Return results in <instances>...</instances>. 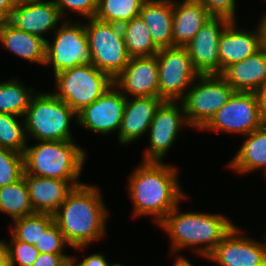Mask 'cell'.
<instances>
[{"label":"cell","mask_w":266,"mask_h":266,"mask_svg":"<svg viewBox=\"0 0 266 266\" xmlns=\"http://www.w3.org/2000/svg\"><path fill=\"white\" fill-rule=\"evenodd\" d=\"M211 17L199 0H173L174 47H185Z\"/></svg>","instance_id":"obj_22"},{"label":"cell","mask_w":266,"mask_h":266,"mask_svg":"<svg viewBox=\"0 0 266 266\" xmlns=\"http://www.w3.org/2000/svg\"><path fill=\"white\" fill-rule=\"evenodd\" d=\"M54 95L76 113L101 97L113 85V79L91 63L82 64L54 75Z\"/></svg>","instance_id":"obj_6"},{"label":"cell","mask_w":266,"mask_h":266,"mask_svg":"<svg viewBox=\"0 0 266 266\" xmlns=\"http://www.w3.org/2000/svg\"><path fill=\"white\" fill-rule=\"evenodd\" d=\"M163 102L160 97H126L121 126L117 132L118 142L128 145L148 133L155 113Z\"/></svg>","instance_id":"obj_20"},{"label":"cell","mask_w":266,"mask_h":266,"mask_svg":"<svg viewBox=\"0 0 266 266\" xmlns=\"http://www.w3.org/2000/svg\"><path fill=\"white\" fill-rule=\"evenodd\" d=\"M189 126L181 102L164 101L150 124L149 146L142 161L162 162L183 127Z\"/></svg>","instance_id":"obj_12"},{"label":"cell","mask_w":266,"mask_h":266,"mask_svg":"<svg viewBox=\"0 0 266 266\" xmlns=\"http://www.w3.org/2000/svg\"><path fill=\"white\" fill-rule=\"evenodd\" d=\"M0 266H10L6 242L0 240Z\"/></svg>","instance_id":"obj_40"},{"label":"cell","mask_w":266,"mask_h":266,"mask_svg":"<svg viewBox=\"0 0 266 266\" xmlns=\"http://www.w3.org/2000/svg\"><path fill=\"white\" fill-rule=\"evenodd\" d=\"M111 266H125V265H123V264L113 263V264H111Z\"/></svg>","instance_id":"obj_47"},{"label":"cell","mask_w":266,"mask_h":266,"mask_svg":"<svg viewBox=\"0 0 266 266\" xmlns=\"http://www.w3.org/2000/svg\"><path fill=\"white\" fill-rule=\"evenodd\" d=\"M144 1L145 0H98L95 18L100 21L121 26L139 16Z\"/></svg>","instance_id":"obj_30"},{"label":"cell","mask_w":266,"mask_h":266,"mask_svg":"<svg viewBox=\"0 0 266 266\" xmlns=\"http://www.w3.org/2000/svg\"><path fill=\"white\" fill-rule=\"evenodd\" d=\"M113 84L126 97H159L156 55L130 58L124 70L113 79Z\"/></svg>","instance_id":"obj_16"},{"label":"cell","mask_w":266,"mask_h":266,"mask_svg":"<svg viewBox=\"0 0 266 266\" xmlns=\"http://www.w3.org/2000/svg\"><path fill=\"white\" fill-rule=\"evenodd\" d=\"M179 210L178 204L159 224L170 236L172 254L193 247V252L206 258L236 226L221 213H180Z\"/></svg>","instance_id":"obj_3"},{"label":"cell","mask_w":266,"mask_h":266,"mask_svg":"<svg viewBox=\"0 0 266 266\" xmlns=\"http://www.w3.org/2000/svg\"><path fill=\"white\" fill-rule=\"evenodd\" d=\"M23 118L26 136L36 141H74L70 121L77 123V113L53 93L36 92Z\"/></svg>","instance_id":"obj_5"},{"label":"cell","mask_w":266,"mask_h":266,"mask_svg":"<svg viewBox=\"0 0 266 266\" xmlns=\"http://www.w3.org/2000/svg\"><path fill=\"white\" fill-rule=\"evenodd\" d=\"M14 6L26 4L28 2H32L33 0H10Z\"/></svg>","instance_id":"obj_46"},{"label":"cell","mask_w":266,"mask_h":266,"mask_svg":"<svg viewBox=\"0 0 266 266\" xmlns=\"http://www.w3.org/2000/svg\"><path fill=\"white\" fill-rule=\"evenodd\" d=\"M35 94L16 78L0 82V113L24 117Z\"/></svg>","instance_id":"obj_28"},{"label":"cell","mask_w":266,"mask_h":266,"mask_svg":"<svg viewBox=\"0 0 266 266\" xmlns=\"http://www.w3.org/2000/svg\"><path fill=\"white\" fill-rule=\"evenodd\" d=\"M24 154L0 147V187L23 177Z\"/></svg>","instance_id":"obj_32"},{"label":"cell","mask_w":266,"mask_h":266,"mask_svg":"<svg viewBox=\"0 0 266 266\" xmlns=\"http://www.w3.org/2000/svg\"><path fill=\"white\" fill-rule=\"evenodd\" d=\"M261 27H262V31H263V43L264 46L266 47V13L264 14L263 18L260 19Z\"/></svg>","instance_id":"obj_45"},{"label":"cell","mask_w":266,"mask_h":266,"mask_svg":"<svg viewBox=\"0 0 266 266\" xmlns=\"http://www.w3.org/2000/svg\"><path fill=\"white\" fill-rule=\"evenodd\" d=\"M53 2L63 17L67 15V10H70L72 13L75 12V14L86 19L93 18L98 6V0H53Z\"/></svg>","instance_id":"obj_35"},{"label":"cell","mask_w":266,"mask_h":266,"mask_svg":"<svg viewBox=\"0 0 266 266\" xmlns=\"http://www.w3.org/2000/svg\"><path fill=\"white\" fill-rule=\"evenodd\" d=\"M87 20L85 29L91 55L90 63L115 79L131 58L127 53L121 26L100 21L95 17Z\"/></svg>","instance_id":"obj_7"},{"label":"cell","mask_w":266,"mask_h":266,"mask_svg":"<svg viewBox=\"0 0 266 266\" xmlns=\"http://www.w3.org/2000/svg\"><path fill=\"white\" fill-rule=\"evenodd\" d=\"M24 152L25 173L60 180H80L86 152L74 141H38Z\"/></svg>","instance_id":"obj_4"},{"label":"cell","mask_w":266,"mask_h":266,"mask_svg":"<svg viewBox=\"0 0 266 266\" xmlns=\"http://www.w3.org/2000/svg\"><path fill=\"white\" fill-rule=\"evenodd\" d=\"M229 23L227 18L212 16L185 46L199 75H220L219 40Z\"/></svg>","instance_id":"obj_14"},{"label":"cell","mask_w":266,"mask_h":266,"mask_svg":"<svg viewBox=\"0 0 266 266\" xmlns=\"http://www.w3.org/2000/svg\"><path fill=\"white\" fill-rule=\"evenodd\" d=\"M53 222L54 216L52 214L34 212L15 219L9 230L15 240L35 245Z\"/></svg>","instance_id":"obj_29"},{"label":"cell","mask_w":266,"mask_h":266,"mask_svg":"<svg viewBox=\"0 0 266 266\" xmlns=\"http://www.w3.org/2000/svg\"><path fill=\"white\" fill-rule=\"evenodd\" d=\"M211 16L236 21V0H199Z\"/></svg>","instance_id":"obj_36"},{"label":"cell","mask_w":266,"mask_h":266,"mask_svg":"<svg viewBox=\"0 0 266 266\" xmlns=\"http://www.w3.org/2000/svg\"><path fill=\"white\" fill-rule=\"evenodd\" d=\"M10 23V17L0 9V31Z\"/></svg>","instance_id":"obj_42"},{"label":"cell","mask_w":266,"mask_h":266,"mask_svg":"<svg viewBox=\"0 0 266 266\" xmlns=\"http://www.w3.org/2000/svg\"><path fill=\"white\" fill-rule=\"evenodd\" d=\"M243 232L235 226L205 259L219 266H266V243Z\"/></svg>","instance_id":"obj_15"},{"label":"cell","mask_w":266,"mask_h":266,"mask_svg":"<svg viewBox=\"0 0 266 266\" xmlns=\"http://www.w3.org/2000/svg\"><path fill=\"white\" fill-rule=\"evenodd\" d=\"M104 254L100 253H92L89 256L84 257L83 260L79 261L82 266H111L109 262H107Z\"/></svg>","instance_id":"obj_38"},{"label":"cell","mask_w":266,"mask_h":266,"mask_svg":"<svg viewBox=\"0 0 266 266\" xmlns=\"http://www.w3.org/2000/svg\"><path fill=\"white\" fill-rule=\"evenodd\" d=\"M256 30L239 29L230 21L219 40L220 75L230 65L255 54L263 46V31L258 23Z\"/></svg>","instance_id":"obj_18"},{"label":"cell","mask_w":266,"mask_h":266,"mask_svg":"<svg viewBox=\"0 0 266 266\" xmlns=\"http://www.w3.org/2000/svg\"><path fill=\"white\" fill-rule=\"evenodd\" d=\"M70 257L68 254H44L40 253L33 266H63Z\"/></svg>","instance_id":"obj_37"},{"label":"cell","mask_w":266,"mask_h":266,"mask_svg":"<svg viewBox=\"0 0 266 266\" xmlns=\"http://www.w3.org/2000/svg\"><path fill=\"white\" fill-rule=\"evenodd\" d=\"M227 166L239 174H248L260 168L266 176V126L262 125L246 135Z\"/></svg>","instance_id":"obj_25"},{"label":"cell","mask_w":266,"mask_h":266,"mask_svg":"<svg viewBox=\"0 0 266 266\" xmlns=\"http://www.w3.org/2000/svg\"><path fill=\"white\" fill-rule=\"evenodd\" d=\"M139 16L159 49L174 47L173 0H145Z\"/></svg>","instance_id":"obj_23"},{"label":"cell","mask_w":266,"mask_h":266,"mask_svg":"<svg viewBox=\"0 0 266 266\" xmlns=\"http://www.w3.org/2000/svg\"><path fill=\"white\" fill-rule=\"evenodd\" d=\"M125 102L126 96L113 84L101 97L77 113V124L100 135L119 132Z\"/></svg>","instance_id":"obj_13"},{"label":"cell","mask_w":266,"mask_h":266,"mask_svg":"<svg viewBox=\"0 0 266 266\" xmlns=\"http://www.w3.org/2000/svg\"><path fill=\"white\" fill-rule=\"evenodd\" d=\"M6 245L10 266H33L40 254L34 245L15 240L13 237Z\"/></svg>","instance_id":"obj_33"},{"label":"cell","mask_w":266,"mask_h":266,"mask_svg":"<svg viewBox=\"0 0 266 266\" xmlns=\"http://www.w3.org/2000/svg\"><path fill=\"white\" fill-rule=\"evenodd\" d=\"M77 257L75 256H70L64 263L63 266H82L78 261L79 259H77Z\"/></svg>","instance_id":"obj_44"},{"label":"cell","mask_w":266,"mask_h":266,"mask_svg":"<svg viewBox=\"0 0 266 266\" xmlns=\"http://www.w3.org/2000/svg\"><path fill=\"white\" fill-rule=\"evenodd\" d=\"M158 61L159 97L163 101L179 102L200 76L185 47L162 48Z\"/></svg>","instance_id":"obj_9"},{"label":"cell","mask_w":266,"mask_h":266,"mask_svg":"<svg viewBox=\"0 0 266 266\" xmlns=\"http://www.w3.org/2000/svg\"><path fill=\"white\" fill-rule=\"evenodd\" d=\"M27 184L29 198L34 212L54 214L67 195L79 186V180H60L23 174Z\"/></svg>","instance_id":"obj_19"},{"label":"cell","mask_w":266,"mask_h":266,"mask_svg":"<svg viewBox=\"0 0 266 266\" xmlns=\"http://www.w3.org/2000/svg\"><path fill=\"white\" fill-rule=\"evenodd\" d=\"M67 20L54 32V41H46L44 66L51 65L54 75L91 60L85 24Z\"/></svg>","instance_id":"obj_10"},{"label":"cell","mask_w":266,"mask_h":266,"mask_svg":"<svg viewBox=\"0 0 266 266\" xmlns=\"http://www.w3.org/2000/svg\"><path fill=\"white\" fill-rule=\"evenodd\" d=\"M194 82L180 102L189 127L201 130L235 91L221 75H200Z\"/></svg>","instance_id":"obj_8"},{"label":"cell","mask_w":266,"mask_h":266,"mask_svg":"<svg viewBox=\"0 0 266 266\" xmlns=\"http://www.w3.org/2000/svg\"><path fill=\"white\" fill-rule=\"evenodd\" d=\"M100 192L94 185L83 183L76 186L53 214L65 241L75 250L85 249L107 234L109 209Z\"/></svg>","instance_id":"obj_2"},{"label":"cell","mask_w":266,"mask_h":266,"mask_svg":"<svg viewBox=\"0 0 266 266\" xmlns=\"http://www.w3.org/2000/svg\"><path fill=\"white\" fill-rule=\"evenodd\" d=\"M221 76L235 92H257L266 85V47L227 67Z\"/></svg>","instance_id":"obj_21"},{"label":"cell","mask_w":266,"mask_h":266,"mask_svg":"<svg viewBox=\"0 0 266 266\" xmlns=\"http://www.w3.org/2000/svg\"><path fill=\"white\" fill-rule=\"evenodd\" d=\"M14 8L15 6L10 0H0V9L3 10L9 17L11 16Z\"/></svg>","instance_id":"obj_41"},{"label":"cell","mask_w":266,"mask_h":266,"mask_svg":"<svg viewBox=\"0 0 266 266\" xmlns=\"http://www.w3.org/2000/svg\"><path fill=\"white\" fill-rule=\"evenodd\" d=\"M173 266H194V265L191 264V262L186 257H183V256L178 257L177 256Z\"/></svg>","instance_id":"obj_43"},{"label":"cell","mask_w":266,"mask_h":266,"mask_svg":"<svg viewBox=\"0 0 266 266\" xmlns=\"http://www.w3.org/2000/svg\"><path fill=\"white\" fill-rule=\"evenodd\" d=\"M34 246L40 253L64 254L65 247L70 245L65 241L57 224L53 222Z\"/></svg>","instance_id":"obj_34"},{"label":"cell","mask_w":266,"mask_h":266,"mask_svg":"<svg viewBox=\"0 0 266 266\" xmlns=\"http://www.w3.org/2000/svg\"><path fill=\"white\" fill-rule=\"evenodd\" d=\"M62 17L53 0H33L15 6L10 16V23L19 30L47 41L44 35L50 33L51 30L56 31L59 27L58 23L65 21Z\"/></svg>","instance_id":"obj_17"},{"label":"cell","mask_w":266,"mask_h":266,"mask_svg":"<svg viewBox=\"0 0 266 266\" xmlns=\"http://www.w3.org/2000/svg\"><path fill=\"white\" fill-rule=\"evenodd\" d=\"M178 169L162 162L142 161L128 177L133 217L153 216L159 225L182 199Z\"/></svg>","instance_id":"obj_1"},{"label":"cell","mask_w":266,"mask_h":266,"mask_svg":"<svg viewBox=\"0 0 266 266\" xmlns=\"http://www.w3.org/2000/svg\"><path fill=\"white\" fill-rule=\"evenodd\" d=\"M127 53L132 57L155 56L160 50L153 42L149 29L140 16L121 25Z\"/></svg>","instance_id":"obj_26"},{"label":"cell","mask_w":266,"mask_h":266,"mask_svg":"<svg viewBox=\"0 0 266 266\" xmlns=\"http://www.w3.org/2000/svg\"><path fill=\"white\" fill-rule=\"evenodd\" d=\"M0 212L11 216L12 221L34 213L24 176L0 187Z\"/></svg>","instance_id":"obj_27"},{"label":"cell","mask_w":266,"mask_h":266,"mask_svg":"<svg viewBox=\"0 0 266 266\" xmlns=\"http://www.w3.org/2000/svg\"><path fill=\"white\" fill-rule=\"evenodd\" d=\"M2 48L17 57L44 66L46 61V41L36 35L19 30L9 23L0 31Z\"/></svg>","instance_id":"obj_24"},{"label":"cell","mask_w":266,"mask_h":266,"mask_svg":"<svg viewBox=\"0 0 266 266\" xmlns=\"http://www.w3.org/2000/svg\"><path fill=\"white\" fill-rule=\"evenodd\" d=\"M262 125L256 93L234 92L201 130L246 136Z\"/></svg>","instance_id":"obj_11"},{"label":"cell","mask_w":266,"mask_h":266,"mask_svg":"<svg viewBox=\"0 0 266 266\" xmlns=\"http://www.w3.org/2000/svg\"><path fill=\"white\" fill-rule=\"evenodd\" d=\"M21 116L0 113V147L24 154L27 147L25 122Z\"/></svg>","instance_id":"obj_31"},{"label":"cell","mask_w":266,"mask_h":266,"mask_svg":"<svg viewBox=\"0 0 266 266\" xmlns=\"http://www.w3.org/2000/svg\"><path fill=\"white\" fill-rule=\"evenodd\" d=\"M262 124L266 126V85L256 92Z\"/></svg>","instance_id":"obj_39"}]
</instances>
